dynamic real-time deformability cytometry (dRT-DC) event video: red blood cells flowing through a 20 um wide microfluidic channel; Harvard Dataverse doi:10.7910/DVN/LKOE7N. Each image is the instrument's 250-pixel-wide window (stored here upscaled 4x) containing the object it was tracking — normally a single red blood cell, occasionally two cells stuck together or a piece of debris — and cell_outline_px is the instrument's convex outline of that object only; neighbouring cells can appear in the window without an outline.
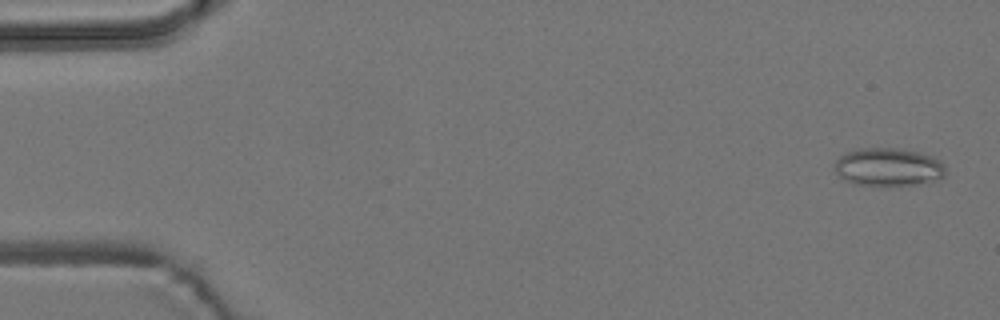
{"species": "common noctule bat (a hibernating species)", "species_latin": "Nyctalus noctula", "temperature_condition": "room temperature", "stored_images_in_passage": 5, "camera_frame_rate_fps": 3000, "um_per_image_px": 0.085, "animal": {"sex": "male", "body_mass_g": 19.2, "forearm_length_mm": 51.8}, "frame": {"image": 1, "passage_image": 1, "time_ms": 0.0, "image_size_px": [1000, 320], "cell_outline_px": [[944, 176], [940, 180], [916, 184], [856, 184], [844, 180], [836, 172], [836, 160], [844, 152], [860, 148], [896, 148], [916, 152], [932, 156], [940, 160], [944, 164]], "centroid_in_image_um": [75.52, 14.18], "position_along_channel_um": 9.5, "area_um2": 24.28}}